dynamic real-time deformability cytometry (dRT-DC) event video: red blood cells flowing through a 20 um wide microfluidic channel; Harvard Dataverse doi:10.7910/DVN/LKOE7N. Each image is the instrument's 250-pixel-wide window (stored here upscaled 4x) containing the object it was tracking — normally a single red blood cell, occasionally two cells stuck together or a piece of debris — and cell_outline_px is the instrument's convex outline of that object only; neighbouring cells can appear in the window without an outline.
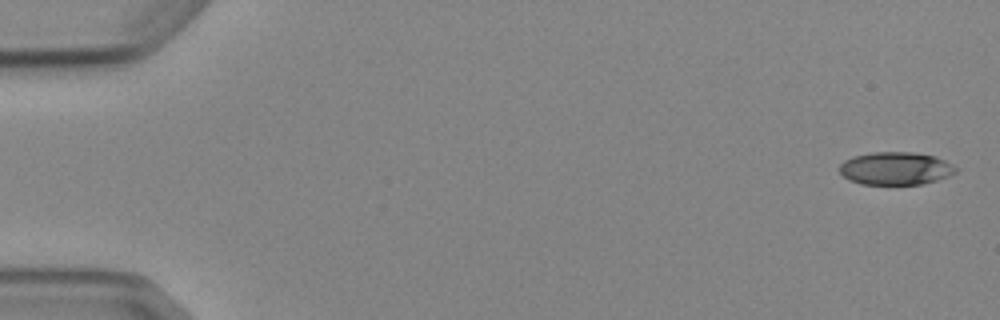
{"species": "Egyptian fruit bat (a non-hibernating species)", "species_latin": "Rousettus aegyptiacus", "temperature_condition": "cold", "stored_images_in_passage": 5, "camera_frame_rate_fps": 3000, "um_per_image_px": 0.085, "animal": {"sex": "female"}, "frame": {"image": 1, "passage_image": 1, "time_ms": 0.0, "image_size_px": [1000, 320], "cell_outline_px": [[960, 168], [956, 172], [948, 176], [924, 184], [860, 184], [848, 180], [840, 172], [840, 164], [844, 160], [852, 156], [872, 152], [912, 152], [936, 156]], "centroid_in_image_um": [76.13, 14.31], "position_along_channel_um": 8.9, "area_um2": 22.43}}
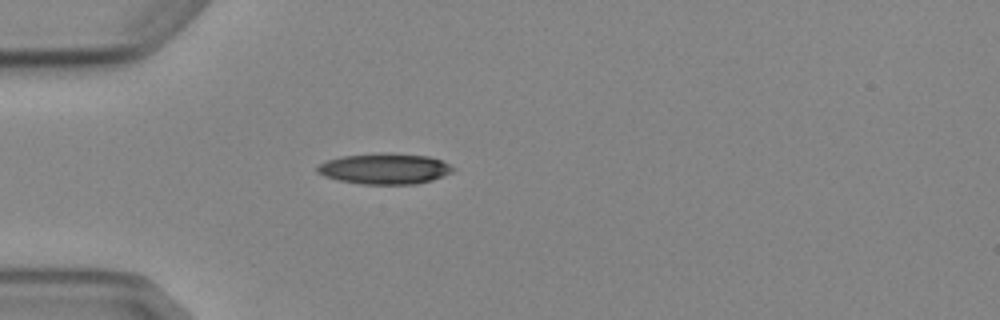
{"frame": {"image": 2, "passage_image": 5, "time_ms": 4.667, "image_size_px": [1000, 320], "cell_outline_px": [[456, 168], [452, 172], [432, 180], [416, 184], [360, 184], [336, 180], [324, 176], [316, 172], [316, 168], [320, 164], [328, 160], [340, 156], [384, 152], [392, 152], [428, 156], [440, 160]], "centroid_in_image_um": [32.68, 14.33], "position_along_channel_um": 52.3, "area_um2": 24.57}}